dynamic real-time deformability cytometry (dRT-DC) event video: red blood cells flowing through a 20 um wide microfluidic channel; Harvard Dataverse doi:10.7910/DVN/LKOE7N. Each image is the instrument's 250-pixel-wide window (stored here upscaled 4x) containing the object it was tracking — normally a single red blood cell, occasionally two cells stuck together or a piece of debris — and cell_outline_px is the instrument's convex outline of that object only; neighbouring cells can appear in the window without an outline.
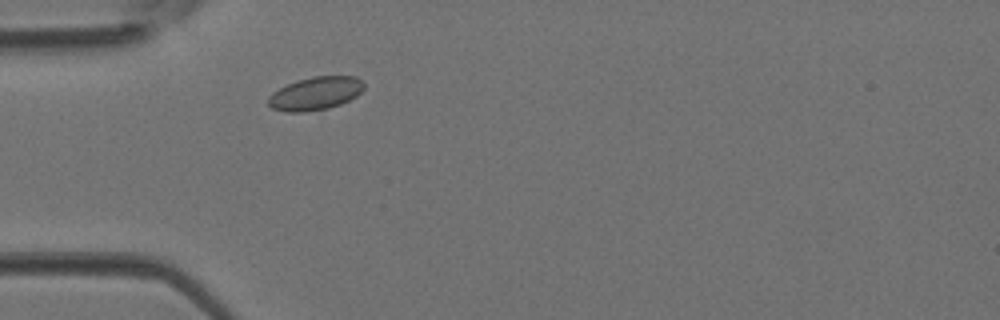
{"species": "Egyptian fruit bat (a non-hibernating species)", "species_latin": "Rousettus aegyptiacus", "temperature_condition": "room temperature", "stored_images_in_passage": 2, "camera_frame_rate_fps": 3000, "um_per_image_px": 0.085, "animal": {"sex": "female"}, "frame": {"image": 1, "passage_image": 2, "time_ms": 0.333, "image_size_px": [1000, 320], "cell_outline_px": [[364, 88], [356, 96], [340, 104], [328, 108], [304, 112], [288, 112], [272, 108], [268, 104], [268, 96], [272, 92], [288, 84], [312, 76], [356, 76], [364, 80]], "centroid_in_image_um": [26.83, 7.94], "position_along_channel_um": 58.2, "area_um2": 18.44}}